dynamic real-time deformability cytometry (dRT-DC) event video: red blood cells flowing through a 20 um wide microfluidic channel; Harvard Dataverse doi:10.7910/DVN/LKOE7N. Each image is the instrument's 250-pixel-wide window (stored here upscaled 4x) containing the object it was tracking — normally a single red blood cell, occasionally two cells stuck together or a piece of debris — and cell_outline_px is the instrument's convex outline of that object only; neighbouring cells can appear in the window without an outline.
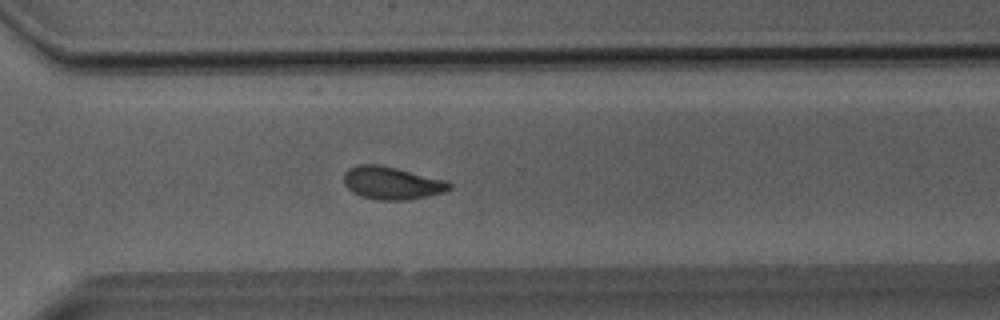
{"species": "Egyptian fruit bat (a non-hibernating species)", "species_latin": "Rousettus aegyptiacus", "temperature_condition": "room temperature", "stored_images_in_passage": 37, "camera_frame_rate_fps": 3000, "um_per_image_px": 0.085, "animal": {"sex": "male"}, "frame": {"image": 1, "passage_image": 27, "time_ms": 8.667, "image_size_px": [1000, 320], "cell_outline_px": [[452, 188], [444, 192], [428, 196], [408, 200], [376, 200], [360, 196], [352, 192], [344, 184], [344, 172], [348, 168], [360, 164], [380, 164], [448, 180], [452, 184]], "centroid_in_image_um": [33.32, 15.55], "position_along_channel_um": 337.3, "area_um2": 20.46}}
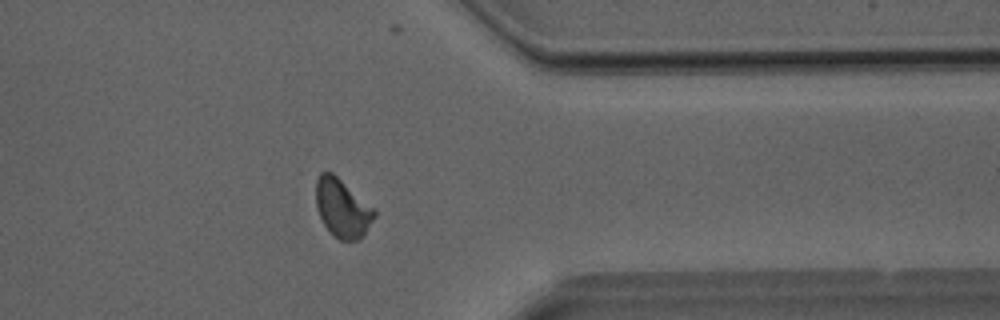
{"frame": {"image": 2, "passage_image": 30, "time_ms": 9.667, "image_size_px": [1000, 320], "cell_outline_px": [[376, 216], [360, 240], [340, 240], [324, 224], [316, 208], [316, 180], [320, 172], [332, 172], [372, 208], [376, 212]], "centroid_in_image_um": [29.08, 17.69], "position_along_channel_um": 382.3, "area_um2": 19.36}}
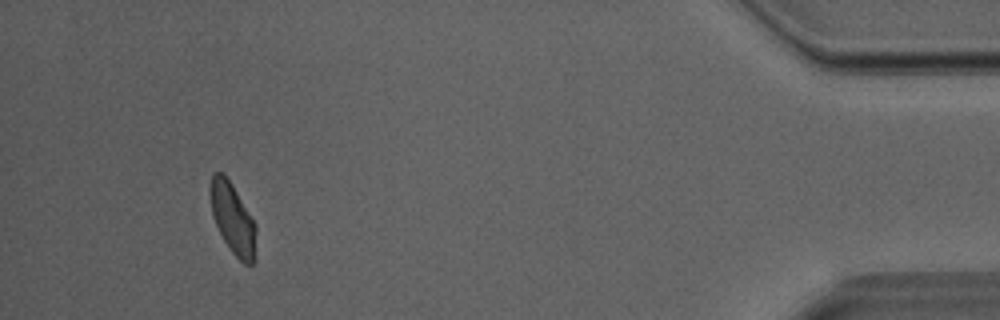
{"frame": {"image": 3, "passage_image": 35, "time_ms": 11.333, "image_size_px": [1000, 320], "cell_outline_px": [[256, 260], [252, 264], [244, 264], [232, 252], [224, 240], [212, 216], [208, 192], [208, 184], [212, 172], [224, 172], [232, 184], [256, 224]], "centroid_in_image_um": [19.76, 18.54], "position_along_channel_um": 415.4, "area_um2": 19.36}}